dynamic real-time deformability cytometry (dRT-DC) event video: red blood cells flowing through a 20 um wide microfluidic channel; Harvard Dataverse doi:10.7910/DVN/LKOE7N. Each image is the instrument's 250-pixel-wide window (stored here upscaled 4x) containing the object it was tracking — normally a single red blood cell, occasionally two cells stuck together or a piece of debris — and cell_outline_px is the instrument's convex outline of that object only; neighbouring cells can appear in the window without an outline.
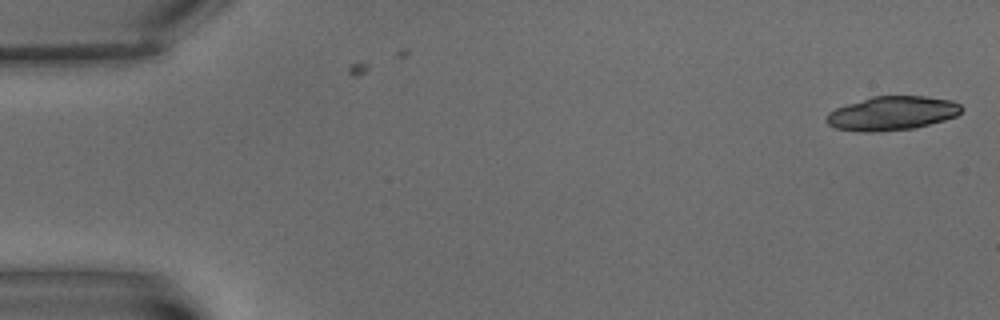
{"species": "common noctule bat (a hibernating species)", "species_latin": "Nyctalus noctula", "temperature_condition": "warm", "stored_images_in_passage": 2, "camera_frame_rate_fps": 3000, "um_per_image_px": 0.085, "animal": {"sex": "male", "body_mass_g": 15.6}, "frame": {"image": 1, "passage_image": 1, "time_ms": 0.0, "image_size_px": [1000, 320], "cell_outline_px": [[964, 108], [956, 116], [944, 120], [916, 128], [872, 132], [860, 132], [836, 128], [828, 124], [824, 120], [828, 112], [836, 108], [872, 96], [924, 96], [952, 100], [960, 104]], "centroid_in_image_um": [75.82, 9.63], "position_along_channel_um": 9.2, "area_um2": 26.82}}